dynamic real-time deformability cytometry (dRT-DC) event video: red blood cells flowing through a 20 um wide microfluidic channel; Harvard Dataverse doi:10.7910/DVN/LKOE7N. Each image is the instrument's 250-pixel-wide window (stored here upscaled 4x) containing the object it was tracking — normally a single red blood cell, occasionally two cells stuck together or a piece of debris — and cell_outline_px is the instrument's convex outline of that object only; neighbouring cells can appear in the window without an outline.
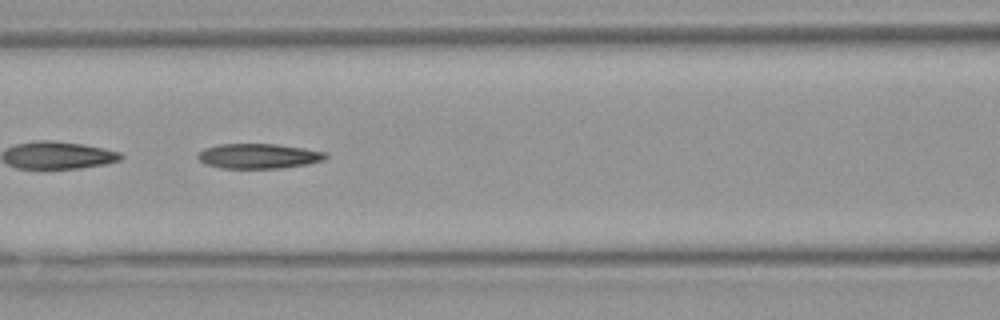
{"species": "Egyptian fruit bat (a non-hibernating species)", "species_latin": "Rousettus aegyptiacus", "temperature_condition": "warm", "stored_images_in_passage": 34, "camera_frame_rate_fps": 3000, "um_per_image_px": 0.085, "animal": {"sex": "female"}, "frame": {"image": 1, "passage_image": 10, "time_ms": 3.0, "image_size_px": [1000, 320], "cell_outline_px": [[328, 156], [324, 160], [308, 164], [280, 168], [220, 168], [204, 164], [196, 156], [204, 148], [220, 144], [276, 144], [304, 148], [328, 152]], "centroid_in_image_um": [22.0, 13.26], "position_along_channel_um": 144.6, "area_um2": 18.67}, "authors_computed_cell_mechanics": {"area_um2": 18.8428, "velocity_mm_per_s": 4.0313, "shape_relaxation_time_tau1_ms": null, "shape_relaxation_time_tau2_ms": 7.6655, "deformation_change_tau1": null, "deformation_change_tau2": 0.208}}